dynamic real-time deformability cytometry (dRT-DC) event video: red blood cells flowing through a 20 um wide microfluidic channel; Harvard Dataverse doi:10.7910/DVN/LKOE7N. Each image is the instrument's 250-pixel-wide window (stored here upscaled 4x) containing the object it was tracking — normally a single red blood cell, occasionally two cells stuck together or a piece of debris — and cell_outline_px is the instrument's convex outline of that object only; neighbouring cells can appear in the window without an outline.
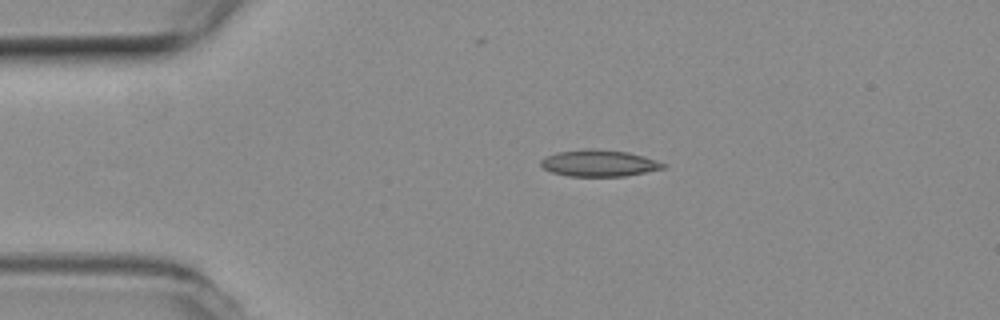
{"species": "common noctule bat (a hibernating species)", "species_latin": "Nyctalus noctula", "temperature_condition": "room temperature", "stored_images_in_passage": 49, "camera_frame_rate_fps": 3000, "um_per_image_px": 0.085, "animal": {"sex": "female", "body_mass_g": 19.3, "forearm_length_mm": 54.1}, "frame": {"image": 1, "passage_image": 7, "time_ms": 2.0, "image_size_px": [1000, 320], "cell_outline_px": [[664, 168], [624, 176], [568, 176], [552, 172], [544, 168], [540, 164], [540, 160], [544, 156], [556, 152], [592, 148], [628, 152], [644, 156], [656, 160], [664, 164]], "centroid_in_image_um": [50.86, 13.86], "position_along_channel_um": 34.1, "area_um2": 18.84}}
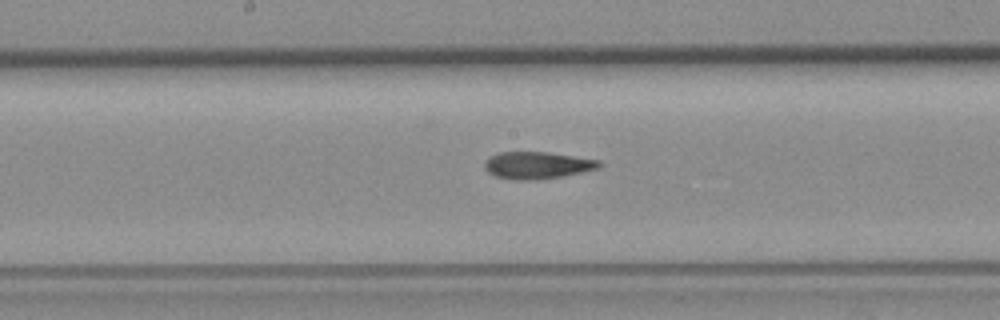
{"frame": {"image": 2, "passage_image": 23, "time_ms": 7.333, "image_size_px": [1000, 320], "cell_outline_px": [[604, 164], [600, 168], [564, 176], [536, 180], [512, 180], [496, 176], [488, 172], [484, 168], [484, 164], [488, 156], [500, 152], [544, 152], [600, 160]], "centroid_in_image_um": [45.67, 14.05], "position_along_channel_um": 202.5, "area_um2": 18.21}}
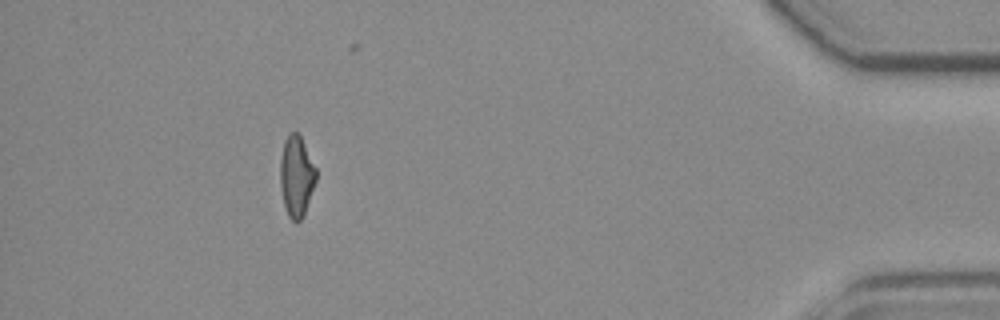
{"frame": {"image": 3, "passage_image": 44, "time_ms": 14.333, "image_size_px": [1000, 320], "cell_outline_px": [[316, 180], [304, 212], [300, 220], [296, 224], [288, 216], [284, 204], [280, 184], [280, 160], [284, 140], [288, 132], [296, 132], [300, 136], [316, 168]], "centroid_in_image_um": [25.18, 14.96], "position_along_channel_um": 410.0, "area_um2": 16.7}, "authors_computed_cell_mechanics": {"area_um2": 18.207, "velocity_mm_per_s": 3.8707, "shape_relaxation_time_tau1_ms": 7.4076, "shape_relaxation_time_tau2_ms": 4.2648, "deformation_change_tau1": 0.1955, "deformation_change_tau2": 0.1239}}